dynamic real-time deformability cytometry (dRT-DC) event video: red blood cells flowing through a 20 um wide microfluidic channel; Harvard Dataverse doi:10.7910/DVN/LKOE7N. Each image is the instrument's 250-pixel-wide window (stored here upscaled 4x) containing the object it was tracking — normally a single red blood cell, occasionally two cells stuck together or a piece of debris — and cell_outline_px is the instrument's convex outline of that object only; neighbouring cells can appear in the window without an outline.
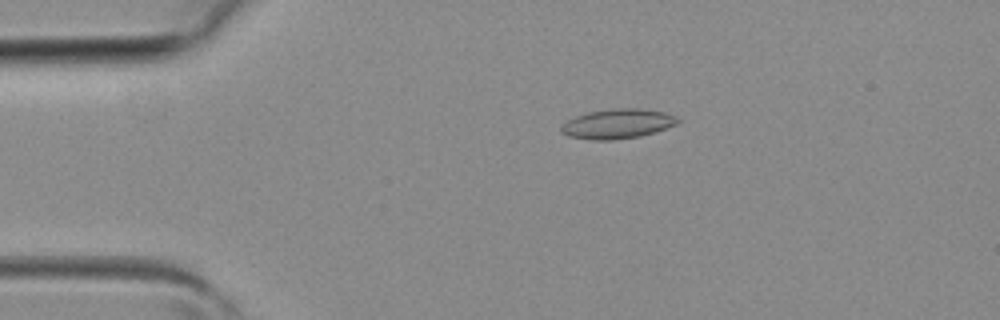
{"species": "common noctule bat (a hibernating species)", "species_latin": "Nyctalus noctula", "temperature_condition": "room temperature", "stored_images_in_passage": 5, "camera_frame_rate_fps": 3000, "um_per_image_px": 0.085, "animal": {"sex": "female", "body_mass_g": 19.3, "forearm_length_mm": 54.1}, "frame": {"image": 1, "passage_image": 5, "time_ms": 1.333, "image_size_px": [1000, 320], "cell_outline_px": [[680, 120], [676, 124], [656, 132], [640, 136], [612, 140], [592, 140], [568, 136], [560, 132], [560, 124], [576, 116], [588, 112], [612, 108], [636, 108], [664, 112], [676, 116]], "centroid_in_image_um": [52.46, 10.52], "position_along_channel_um": 32.5, "area_um2": 20.23}}